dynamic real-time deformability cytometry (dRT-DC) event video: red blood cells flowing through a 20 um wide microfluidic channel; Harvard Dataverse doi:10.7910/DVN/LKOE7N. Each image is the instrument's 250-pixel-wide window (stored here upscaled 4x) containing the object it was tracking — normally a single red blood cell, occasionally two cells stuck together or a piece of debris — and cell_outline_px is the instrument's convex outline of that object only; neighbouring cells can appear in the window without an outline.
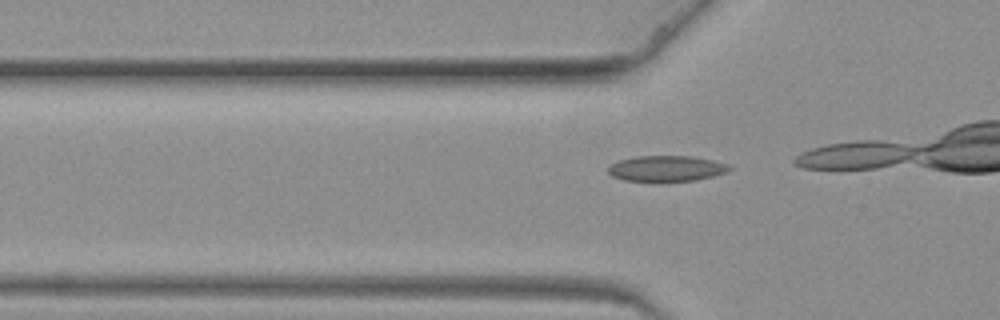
{"species": "common noctule bat (a hibernating species)", "species_latin": "Nyctalus noctula", "temperature_condition": "warm", "stored_images_in_passage": 15, "camera_frame_rate_fps": 3000, "um_per_image_px": 0.085, "animal": {"sex": "female", "body_mass_g": 19.3, "forearm_length_mm": 54.1}, "frame": {"image": 1, "passage_image": 12, "time_ms": 3.667, "image_size_px": [1000, 320], "cell_outline_px": [[732, 168], [724, 172], [712, 176], [692, 180], [624, 180], [612, 176], [608, 172], [608, 164], [620, 160], [636, 156], [692, 156], [732, 164]], "centroid_in_image_um": [56.64, 14.29], "position_along_channel_um": 69.2, "area_um2": 17.86}}